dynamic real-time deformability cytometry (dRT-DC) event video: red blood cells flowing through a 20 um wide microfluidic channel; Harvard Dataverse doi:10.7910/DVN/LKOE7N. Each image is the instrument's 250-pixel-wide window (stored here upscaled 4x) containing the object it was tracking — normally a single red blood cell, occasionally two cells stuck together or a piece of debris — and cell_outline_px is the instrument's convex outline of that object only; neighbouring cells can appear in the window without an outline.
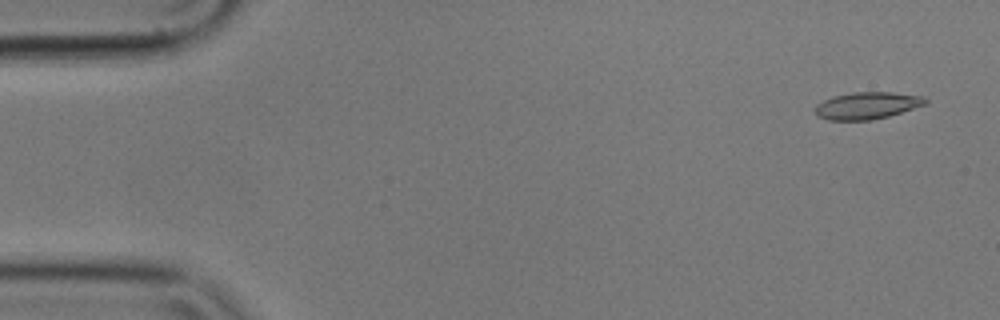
{"species": "common noctule bat (a hibernating species)", "species_latin": "Nyctalus noctula", "temperature_condition": "cold", "stored_images_in_passage": 5, "camera_frame_rate_fps": 3000, "um_per_image_px": 0.085, "animal": {"sex": "male", "body_mass_g": 17.9}, "frame": {"image": 1, "passage_image": 1, "time_ms": 0.0, "image_size_px": [1000, 320], "cell_outline_px": [[928, 104], [888, 116], [872, 120], [828, 120], [816, 116], [812, 108], [816, 104], [824, 100], [836, 96], [856, 92], [892, 92], [924, 96], [928, 100]], "centroid_in_image_um": [73.7, 8.98], "position_along_channel_um": 11.3, "area_um2": 17.51}}